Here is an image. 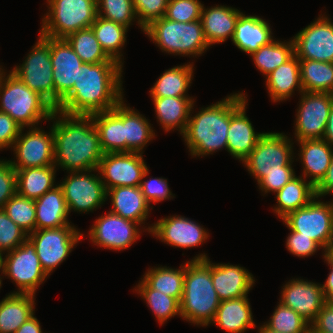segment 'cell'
Segmentation results:
<instances>
[{
  "mask_svg": "<svg viewBox=\"0 0 333 333\" xmlns=\"http://www.w3.org/2000/svg\"><path fill=\"white\" fill-rule=\"evenodd\" d=\"M123 66L118 62L83 63L77 83L56 110L68 115L90 116L112 110L123 98Z\"/></svg>",
  "mask_w": 333,
  "mask_h": 333,
  "instance_id": "cell-1",
  "label": "cell"
},
{
  "mask_svg": "<svg viewBox=\"0 0 333 333\" xmlns=\"http://www.w3.org/2000/svg\"><path fill=\"white\" fill-rule=\"evenodd\" d=\"M50 121L54 136V166L67 173L97 169L104 153L93 118L54 110Z\"/></svg>",
  "mask_w": 333,
  "mask_h": 333,
  "instance_id": "cell-2",
  "label": "cell"
},
{
  "mask_svg": "<svg viewBox=\"0 0 333 333\" xmlns=\"http://www.w3.org/2000/svg\"><path fill=\"white\" fill-rule=\"evenodd\" d=\"M244 92L231 93L224 99L202 107L194 115L190 113L186 129L181 135L191 156L204 157L219 150L227 151V134L231 118V106Z\"/></svg>",
  "mask_w": 333,
  "mask_h": 333,
  "instance_id": "cell-3",
  "label": "cell"
},
{
  "mask_svg": "<svg viewBox=\"0 0 333 333\" xmlns=\"http://www.w3.org/2000/svg\"><path fill=\"white\" fill-rule=\"evenodd\" d=\"M220 303L211 278L210 257L204 252L199 253L185 262L180 317L206 328L214 320Z\"/></svg>",
  "mask_w": 333,
  "mask_h": 333,
  "instance_id": "cell-4",
  "label": "cell"
},
{
  "mask_svg": "<svg viewBox=\"0 0 333 333\" xmlns=\"http://www.w3.org/2000/svg\"><path fill=\"white\" fill-rule=\"evenodd\" d=\"M7 72L4 70L0 76V112L7 113L22 128L49 122L55 109L11 71Z\"/></svg>",
  "mask_w": 333,
  "mask_h": 333,
  "instance_id": "cell-5",
  "label": "cell"
},
{
  "mask_svg": "<svg viewBox=\"0 0 333 333\" xmlns=\"http://www.w3.org/2000/svg\"><path fill=\"white\" fill-rule=\"evenodd\" d=\"M144 34L169 55L197 58L210 48L201 20L176 22L162 17L145 27Z\"/></svg>",
  "mask_w": 333,
  "mask_h": 333,
  "instance_id": "cell-6",
  "label": "cell"
},
{
  "mask_svg": "<svg viewBox=\"0 0 333 333\" xmlns=\"http://www.w3.org/2000/svg\"><path fill=\"white\" fill-rule=\"evenodd\" d=\"M294 143L283 132H264L242 163L257 183L267 174L295 173Z\"/></svg>",
  "mask_w": 333,
  "mask_h": 333,
  "instance_id": "cell-7",
  "label": "cell"
},
{
  "mask_svg": "<svg viewBox=\"0 0 333 333\" xmlns=\"http://www.w3.org/2000/svg\"><path fill=\"white\" fill-rule=\"evenodd\" d=\"M39 34L65 39L69 34L89 28L98 16L97 0H47Z\"/></svg>",
  "mask_w": 333,
  "mask_h": 333,
  "instance_id": "cell-8",
  "label": "cell"
},
{
  "mask_svg": "<svg viewBox=\"0 0 333 333\" xmlns=\"http://www.w3.org/2000/svg\"><path fill=\"white\" fill-rule=\"evenodd\" d=\"M24 59L22 64L14 66L10 71L54 108L50 37L40 34Z\"/></svg>",
  "mask_w": 333,
  "mask_h": 333,
  "instance_id": "cell-9",
  "label": "cell"
},
{
  "mask_svg": "<svg viewBox=\"0 0 333 333\" xmlns=\"http://www.w3.org/2000/svg\"><path fill=\"white\" fill-rule=\"evenodd\" d=\"M5 255V256H4ZM2 255L5 279H11L17 290L10 293L34 294L49 277L42 269L35 246L27 238L20 246Z\"/></svg>",
  "mask_w": 333,
  "mask_h": 333,
  "instance_id": "cell-10",
  "label": "cell"
},
{
  "mask_svg": "<svg viewBox=\"0 0 333 333\" xmlns=\"http://www.w3.org/2000/svg\"><path fill=\"white\" fill-rule=\"evenodd\" d=\"M320 199L315 197L305 207L289 213L282 222L289 230L314 240L323 254L333 246V215L327 201Z\"/></svg>",
  "mask_w": 333,
  "mask_h": 333,
  "instance_id": "cell-11",
  "label": "cell"
},
{
  "mask_svg": "<svg viewBox=\"0 0 333 333\" xmlns=\"http://www.w3.org/2000/svg\"><path fill=\"white\" fill-rule=\"evenodd\" d=\"M74 224L59 228L35 230L28 239L35 246L36 254L45 273L49 276L63 263L74 247L85 238Z\"/></svg>",
  "mask_w": 333,
  "mask_h": 333,
  "instance_id": "cell-12",
  "label": "cell"
},
{
  "mask_svg": "<svg viewBox=\"0 0 333 333\" xmlns=\"http://www.w3.org/2000/svg\"><path fill=\"white\" fill-rule=\"evenodd\" d=\"M97 172V169L70 172L62 181L60 180L58 185L62 188L69 214L71 212L87 214L105 204L107 191Z\"/></svg>",
  "mask_w": 333,
  "mask_h": 333,
  "instance_id": "cell-13",
  "label": "cell"
},
{
  "mask_svg": "<svg viewBox=\"0 0 333 333\" xmlns=\"http://www.w3.org/2000/svg\"><path fill=\"white\" fill-rule=\"evenodd\" d=\"M29 129V130H28ZM21 128L11 150L14 158L9 159L15 169L54 165V136L52 125L49 132L42 127Z\"/></svg>",
  "mask_w": 333,
  "mask_h": 333,
  "instance_id": "cell-14",
  "label": "cell"
},
{
  "mask_svg": "<svg viewBox=\"0 0 333 333\" xmlns=\"http://www.w3.org/2000/svg\"><path fill=\"white\" fill-rule=\"evenodd\" d=\"M299 100L294 121V140L323 139L333 105V93L302 92Z\"/></svg>",
  "mask_w": 333,
  "mask_h": 333,
  "instance_id": "cell-15",
  "label": "cell"
},
{
  "mask_svg": "<svg viewBox=\"0 0 333 333\" xmlns=\"http://www.w3.org/2000/svg\"><path fill=\"white\" fill-rule=\"evenodd\" d=\"M134 221L108 211L95 219L88 238L95 246L108 250L123 251L136 243L144 228Z\"/></svg>",
  "mask_w": 333,
  "mask_h": 333,
  "instance_id": "cell-16",
  "label": "cell"
},
{
  "mask_svg": "<svg viewBox=\"0 0 333 333\" xmlns=\"http://www.w3.org/2000/svg\"><path fill=\"white\" fill-rule=\"evenodd\" d=\"M294 54L299 60L333 63V22L320 14L293 37Z\"/></svg>",
  "mask_w": 333,
  "mask_h": 333,
  "instance_id": "cell-17",
  "label": "cell"
},
{
  "mask_svg": "<svg viewBox=\"0 0 333 333\" xmlns=\"http://www.w3.org/2000/svg\"><path fill=\"white\" fill-rule=\"evenodd\" d=\"M142 153H105L98 165V173L106 191L120 186H140L144 172L149 168Z\"/></svg>",
  "mask_w": 333,
  "mask_h": 333,
  "instance_id": "cell-18",
  "label": "cell"
},
{
  "mask_svg": "<svg viewBox=\"0 0 333 333\" xmlns=\"http://www.w3.org/2000/svg\"><path fill=\"white\" fill-rule=\"evenodd\" d=\"M207 231L198 222L185 216L170 215L155 221L150 234L171 247L190 249L208 240L210 234Z\"/></svg>",
  "mask_w": 333,
  "mask_h": 333,
  "instance_id": "cell-19",
  "label": "cell"
},
{
  "mask_svg": "<svg viewBox=\"0 0 333 333\" xmlns=\"http://www.w3.org/2000/svg\"><path fill=\"white\" fill-rule=\"evenodd\" d=\"M51 64L54 81V109L77 83L82 60L65 39L50 38Z\"/></svg>",
  "mask_w": 333,
  "mask_h": 333,
  "instance_id": "cell-20",
  "label": "cell"
},
{
  "mask_svg": "<svg viewBox=\"0 0 333 333\" xmlns=\"http://www.w3.org/2000/svg\"><path fill=\"white\" fill-rule=\"evenodd\" d=\"M279 302L311 324L326 301L320 283L292 278L281 288Z\"/></svg>",
  "mask_w": 333,
  "mask_h": 333,
  "instance_id": "cell-21",
  "label": "cell"
},
{
  "mask_svg": "<svg viewBox=\"0 0 333 333\" xmlns=\"http://www.w3.org/2000/svg\"><path fill=\"white\" fill-rule=\"evenodd\" d=\"M244 93L232 106L227 134V152L236 160L243 161L255 148L264 132H256L246 115L248 105Z\"/></svg>",
  "mask_w": 333,
  "mask_h": 333,
  "instance_id": "cell-22",
  "label": "cell"
},
{
  "mask_svg": "<svg viewBox=\"0 0 333 333\" xmlns=\"http://www.w3.org/2000/svg\"><path fill=\"white\" fill-rule=\"evenodd\" d=\"M211 278L221 301L248 296L256 282L245 267L230 263L211 262Z\"/></svg>",
  "mask_w": 333,
  "mask_h": 333,
  "instance_id": "cell-23",
  "label": "cell"
},
{
  "mask_svg": "<svg viewBox=\"0 0 333 333\" xmlns=\"http://www.w3.org/2000/svg\"><path fill=\"white\" fill-rule=\"evenodd\" d=\"M106 197L107 201L109 199L112 202L110 212L139 223L146 232H151L153 224H149L148 228L144 225L153 207L147 202L139 186L111 188L107 190Z\"/></svg>",
  "mask_w": 333,
  "mask_h": 333,
  "instance_id": "cell-24",
  "label": "cell"
},
{
  "mask_svg": "<svg viewBox=\"0 0 333 333\" xmlns=\"http://www.w3.org/2000/svg\"><path fill=\"white\" fill-rule=\"evenodd\" d=\"M296 143L299 145L297 159L303 167L300 176L316 187L330 166L333 147L323 139L301 140Z\"/></svg>",
  "mask_w": 333,
  "mask_h": 333,
  "instance_id": "cell-25",
  "label": "cell"
},
{
  "mask_svg": "<svg viewBox=\"0 0 333 333\" xmlns=\"http://www.w3.org/2000/svg\"><path fill=\"white\" fill-rule=\"evenodd\" d=\"M99 132L103 153L126 152L124 98L112 109L90 115Z\"/></svg>",
  "mask_w": 333,
  "mask_h": 333,
  "instance_id": "cell-26",
  "label": "cell"
},
{
  "mask_svg": "<svg viewBox=\"0 0 333 333\" xmlns=\"http://www.w3.org/2000/svg\"><path fill=\"white\" fill-rule=\"evenodd\" d=\"M242 12L237 8L216 5L205 7L203 4L201 12V22L204 36L209 44H220L228 40H232L235 32V24Z\"/></svg>",
  "mask_w": 333,
  "mask_h": 333,
  "instance_id": "cell-27",
  "label": "cell"
},
{
  "mask_svg": "<svg viewBox=\"0 0 333 333\" xmlns=\"http://www.w3.org/2000/svg\"><path fill=\"white\" fill-rule=\"evenodd\" d=\"M274 39L271 25L266 19L242 12L235 24L231 41L241 52L251 55Z\"/></svg>",
  "mask_w": 333,
  "mask_h": 333,
  "instance_id": "cell-28",
  "label": "cell"
},
{
  "mask_svg": "<svg viewBox=\"0 0 333 333\" xmlns=\"http://www.w3.org/2000/svg\"><path fill=\"white\" fill-rule=\"evenodd\" d=\"M156 119L165 132L177 130L182 135L190 113L194 114L195 100L191 97L152 98Z\"/></svg>",
  "mask_w": 333,
  "mask_h": 333,
  "instance_id": "cell-29",
  "label": "cell"
},
{
  "mask_svg": "<svg viewBox=\"0 0 333 333\" xmlns=\"http://www.w3.org/2000/svg\"><path fill=\"white\" fill-rule=\"evenodd\" d=\"M211 324L227 333H245L250 328H258L248 296L221 301Z\"/></svg>",
  "mask_w": 333,
  "mask_h": 333,
  "instance_id": "cell-30",
  "label": "cell"
},
{
  "mask_svg": "<svg viewBox=\"0 0 333 333\" xmlns=\"http://www.w3.org/2000/svg\"><path fill=\"white\" fill-rule=\"evenodd\" d=\"M265 78L266 90L273 103L290 100L295 91H298L299 95L303 92L299 59L295 54Z\"/></svg>",
  "mask_w": 333,
  "mask_h": 333,
  "instance_id": "cell-31",
  "label": "cell"
},
{
  "mask_svg": "<svg viewBox=\"0 0 333 333\" xmlns=\"http://www.w3.org/2000/svg\"><path fill=\"white\" fill-rule=\"evenodd\" d=\"M35 230L59 228L71 224L62 188L57 185L35 200Z\"/></svg>",
  "mask_w": 333,
  "mask_h": 333,
  "instance_id": "cell-32",
  "label": "cell"
},
{
  "mask_svg": "<svg viewBox=\"0 0 333 333\" xmlns=\"http://www.w3.org/2000/svg\"><path fill=\"white\" fill-rule=\"evenodd\" d=\"M34 294L8 293L0 301V333H14L35 314Z\"/></svg>",
  "mask_w": 333,
  "mask_h": 333,
  "instance_id": "cell-33",
  "label": "cell"
},
{
  "mask_svg": "<svg viewBox=\"0 0 333 333\" xmlns=\"http://www.w3.org/2000/svg\"><path fill=\"white\" fill-rule=\"evenodd\" d=\"M315 197V187L304 177L295 176L275 193L277 202L272 211L282 220L289 213L305 207Z\"/></svg>",
  "mask_w": 333,
  "mask_h": 333,
  "instance_id": "cell-34",
  "label": "cell"
},
{
  "mask_svg": "<svg viewBox=\"0 0 333 333\" xmlns=\"http://www.w3.org/2000/svg\"><path fill=\"white\" fill-rule=\"evenodd\" d=\"M193 70L194 62H187L164 71L149 90L151 98L190 97Z\"/></svg>",
  "mask_w": 333,
  "mask_h": 333,
  "instance_id": "cell-35",
  "label": "cell"
},
{
  "mask_svg": "<svg viewBox=\"0 0 333 333\" xmlns=\"http://www.w3.org/2000/svg\"><path fill=\"white\" fill-rule=\"evenodd\" d=\"M15 170L17 194L22 197L37 200L58 185L54 165Z\"/></svg>",
  "mask_w": 333,
  "mask_h": 333,
  "instance_id": "cell-36",
  "label": "cell"
},
{
  "mask_svg": "<svg viewBox=\"0 0 333 333\" xmlns=\"http://www.w3.org/2000/svg\"><path fill=\"white\" fill-rule=\"evenodd\" d=\"M153 129L149 119H146V116L140 114L135 108H130L124 99V138L126 139V152L144 154V147L157 136Z\"/></svg>",
  "mask_w": 333,
  "mask_h": 333,
  "instance_id": "cell-37",
  "label": "cell"
},
{
  "mask_svg": "<svg viewBox=\"0 0 333 333\" xmlns=\"http://www.w3.org/2000/svg\"><path fill=\"white\" fill-rule=\"evenodd\" d=\"M90 27L106 55L121 66H124L125 61L122 50L127 42L126 35L129 29L100 16H97Z\"/></svg>",
  "mask_w": 333,
  "mask_h": 333,
  "instance_id": "cell-38",
  "label": "cell"
},
{
  "mask_svg": "<svg viewBox=\"0 0 333 333\" xmlns=\"http://www.w3.org/2000/svg\"><path fill=\"white\" fill-rule=\"evenodd\" d=\"M185 263L179 268L154 266L148 268L142 279L150 288L175 298L179 303L183 295Z\"/></svg>",
  "mask_w": 333,
  "mask_h": 333,
  "instance_id": "cell-39",
  "label": "cell"
},
{
  "mask_svg": "<svg viewBox=\"0 0 333 333\" xmlns=\"http://www.w3.org/2000/svg\"><path fill=\"white\" fill-rule=\"evenodd\" d=\"M303 92L333 93V63L299 60Z\"/></svg>",
  "mask_w": 333,
  "mask_h": 333,
  "instance_id": "cell-40",
  "label": "cell"
},
{
  "mask_svg": "<svg viewBox=\"0 0 333 333\" xmlns=\"http://www.w3.org/2000/svg\"><path fill=\"white\" fill-rule=\"evenodd\" d=\"M294 55V42L290 40L281 41L276 38L269 44L260 47L250 56L257 70L264 77L277 69L281 64L287 62Z\"/></svg>",
  "mask_w": 333,
  "mask_h": 333,
  "instance_id": "cell-41",
  "label": "cell"
},
{
  "mask_svg": "<svg viewBox=\"0 0 333 333\" xmlns=\"http://www.w3.org/2000/svg\"><path fill=\"white\" fill-rule=\"evenodd\" d=\"M132 290L146 302L160 325L172 317L180 316V303L175 298L150 288L142 279Z\"/></svg>",
  "mask_w": 333,
  "mask_h": 333,
  "instance_id": "cell-42",
  "label": "cell"
},
{
  "mask_svg": "<svg viewBox=\"0 0 333 333\" xmlns=\"http://www.w3.org/2000/svg\"><path fill=\"white\" fill-rule=\"evenodd\" d=\"M65 40L83 63L116 62L103 51L91 27L73 32Z\"/></svg>",
  "mask_w": 333,
  "mask_h": 333,
  "instance_id": "cell-43",
  "label": "cell"
},
{
  "mask_svg": "<svg viewBox=\"0 0 333 333\" xmlns=\"http://www.w3.org/2000/svg\"><path fill=\"white\" fill-rule=\"evenodd\" d=\"M263 324L278 333H310V324L281 302H278L272 316Z\"/></svg>",
  "mask_w": 333,
  "mask_h": 333,
  "instance_id": "cell-44",
  "label": "cell"
},
{
  "mask_svg": "<svg viewBox=\"0 0 333 333\" xmlns=\"http://www.w3.org/2000/svg\"><path fill=\"white\" fill-rule=\"evenodd\" d=\"M3 210L7 213L8 217L21 229H23L28 235L35 231V200L22 197L16 193L5 204Z\"/></svg>",
  "mask_w": 333,
  "mask_h": 333,
  "instance_id": "cell-45",
  "label": "cell"
},
{
  "mask_svg": "<svg viewBox=\"0 0 333 333\" xmlns=\"http://www.w3.org/2000/svg\"><path fill=\"white\" fill-rule=\"evenodd\" d=\"M98 16L121 24L128 29L138 19L132 0H97Z\"/></svg>",
  "mask_w": 333,
  "mask_h": 333,
  "instance_id": "cell-46",
  "label": "cell"
},
{
  "mask_svg": "<svg viewBox=\"0 0 333 333\" xmlns=\"http://www.w3.org/2000/svg\"><path fill=\"white\" fill-rule=\"evenodd\" d=\"M28 234L14 223L7 213L0 209V253L4 255L20 246Z\"/></svg>",
  "mask_w": 333,
  "mask_h": 333,
  "instance_id": "cell-47",
  "label": "cell"
},
{
  "mask_svg": "<svg viewBox=\"0 0 333 333\" xmlns=\"http://www.w3.org/2000/svg\"><path fill=\"white\" fill-rule=\"evenodd\" d=\"M202 7L199 0H169L164 17L176 22H193L201 19Z\"/></svg>",
  "mask_w": 333,
  "mask_h": 333,
  "instance_id": "cell-48",
  "label": "cell"
},
{
  "mask_svg": "<svg viewBox=\"0 0 333 333\" xmlns=\"http://www.w3.org/2000/svg\"><path fill=\"white\" fill-rule=\"evenodd\" d=\"M138 19V27L144 32V28L151 22L165 16L169 0H132Z\"/></svg>",
  "mask_w": 333,
  "mask_h": 333,
  "instance_id": "cell-49",
  "label": "cell"
},
{
  "mask_svg": "<svg viewBox=\"0 0 333 333\" xmlns=\"http://www.w3.org/2000/svg\"><path fill=\"white\" fill-rule=\"evenodd\" d=\"M148 174L149 169L144 172L139 187L150 205H152L151 202L157 204L164 200H171L175 198V194H173L170 190L168 180L166 178L155 177L146 180Z\"/></svg>",
  "mask_w": 333,
  "mask_h": 333,
  "instance_id": "cell-50",
  "label": "cell"
},
{
  "mask_svg": "<svg viewBox=\"0 0 333 333\" xmlns=\"http://www.w3.org/2000/svg\"><path fill=\"white\" fill-rule=\"evenodd\" d=\"M17 193L16 170L9 160L0 159V209Z\"/></svg>",
  "mask_w": 333,
  "mask_h": 333,
  "instance_id": "cell-51",
  "label": "cell"
},
{
  "mask_svg": "<svg viewBox=\"0 0 333 333\" xmlns=\"http://www.w3.org/2000/svg\"><path fill=\"white\" fill-rule=\"evenodd\" d=\"M286 248L290 254L300 258L310 257L322 249L314 240L310 237H305L299 232L290 230L286 239Z\"/></svg>",
  "mask_w": 333,
  "mask_h": 333,
  "instance_id": "cell-52",
  "label": "cell"
},
{
  "mask_svg": "<svg viewBox=\"0 0 333 333\" xmlns=\"http://www.w3.org/2000/svg\"><path fill=\"white\" fill-rule=\"evenodd\" d=\"M21 128L7 113L0 112V151L11 150Z\"/></svg>",
  "mask_w": 333,
  "mask_h": 333,
  "instance_id": "cell-53",
  "label": "cell"
},
{
  "mask_svg": "<svg viewBox=\"0 0 333 333\" xmlns=\"http://www.w3.org/2000/svg\"><path fill=\"white\" fill-rule=\"evenodd\" d=\"M310 333H333V301H326L310 324Z\"/></svg>",
  "mask_w": 333,
  "mask_h": 333,
  "instance_id": "cell-54",
  "label": "cell"
},
{
  "mask_svg": "<svg viewBox=\"0 0 333 333\" xmlns=\"http://www.w3.org/2000/svg\"><path fill=\"white\" fill-rule=\"evenodd\" d=\"M295 176L296 173L267 174L257 184L262 195L276 193Z\"/></svg>",
  "mask_w": 333,
  "mask_h": 333,
  "instance_id": "cell-55",
  "label": "cell"
},
{
  "mask_svg": "<svg viewBox=\"0 0 333 333\" xmlns=\"http://www.w3.org/2000/svg\"><path fill=\"white\" fill-rule=\"evenodd\" d=\"M324 256V257H323ZM324 262L330 267V272L324 284H321L325 301H333V254L325 252L322 255Z\"/></svg>",
  "mask_w": 333,
  "mask_h": 333,
  "instance_id": "cell-56",
  "label": "cell"
},
{
  "mask_svg": "<svg viewBox=\"0 0 333 333\" xmlns=\"http://www.w3.org/2000/svg\"><path fill=\"white\" fill-rule=\"evenodd\" d=\"M333 190V155L330 162V166L327 169V172L324 178L320 183L315 187L316 197L322 198L327 195L328 192Z\"/></svg>",
  "mask_w": 333,
  "mask_h": 333,
  "instance_id": "cell-57",
  "label": "cell"
},
{
  "mask_svg": "<svg viewBox=\"0 0 333 333\" xmlns=\"http://www.w3.org/2000/svg\"><path fill=\"white\" fill-rule=\"evenodd\" d=\"M40 321L36 318L35 314L24 322L17 331L14 333H45L41 329Z\"/></svg>",
  "mask_w": 333,
  "mask_h": 333,
  "instance_id": "cell-58",
  "label": "cell"
},
{
  "mask_svg": "<svg viewBox=\"0 0 333 333\" xmlns=\"http://www.w3.org/2000/svg\"><path fill=\"white\" fill-rule=\"evenodd\" d=\"M323 140L333 147V105L329 112Z\"/></svg>",
  "mask_w": 333,
  "mask_h": 333,
  "instance_id": "cell-59",
  "label": "cell"
},
{
  "mask_svg": "<svg viewBox=\"0 0 333 333\" xmlns=\"http://www.w3.org/2000/svg\"><path fill=\"white\" fill-rule=\"evenodd\" d=\"M257 333H278V332H274V331L270 330L269 328H267L264 324H262V325H259Z\"/></svg>",
  "mask_w": 333,
  "mask_h": 333,
  "instance_id": "cell-60",
  "label": "cell"
},
{
  "mask_svg": "<svg viewBox=\"0 0 333 333\" xmlns=\"http://www.w3.org/2000/svg\"><path fill=\"white\" fill-rule=\"evenodd\" d=\"M328 194H333V190L330 191V192H328L327 195ZM327 203L329 204L331 212H332V215H333V199L331 201H328Z\"/></svg>",
  "mask_w": 333,
  "mask_h": 333,
  "instance_id": "cell-61",
  "label": "cell"
},
{
  "mask_svg": "<svg viewBox=\"0 0 333 333\" xmlns=\"http://www.w3.org/2000/svg\"><path fill=\"white\" fill-rule=\"evenodd\" d=\"M0 273H1V275H0V289H1V287H2V280L4 279L2 266H0Z\"/></svg>",
  "mask_w": 333,
  "mask_h": 333,
  "instance_id": "cell-62",
  "label": "cell"
},
{
  "mask_svg": "<svg viewBox=\"0 0 333 333\" xmlns=\"http://www.w3.org/2000/svg\"><path fill=\"white\" fill-rule=\"evenodd\" d=\"M4 70H5L4 67L2 65H0V76Z\"/></svg>",
  "mask_w": 333,
  "mask_h": 333,
  "instance_id": "cell-63",
  "label": "cell"
},
{
  "mask_svg": "<svg viewBox=\"0 0 333 333\" xmlns=\"http://www.w3.org/2000/svg\"><path fill=\"white\" fill-rule=\"evenodd\" d=\"M2 265V254L0 253V266Z\"/></svg>",
  "mask_w": 333,
  "mask_h": 333,
  "instance_id": "cell-64",
  "label": "cell"
},
{
  "mask_svg": "<svg viewBox=\"0 0 333 333\" xmlns=\"http://www.w3.org/2000/svg\"><path fill=\"white\" fill-rule=\"evenodd\" d=\"M330 253L333 254V246H332V248H331V250H330Z\"/></svg>",
  "mask_w": 333,
  "mask_h": 333,
  "instance_id": "cell-65",
  "label": "cell"
}]
</instances>
